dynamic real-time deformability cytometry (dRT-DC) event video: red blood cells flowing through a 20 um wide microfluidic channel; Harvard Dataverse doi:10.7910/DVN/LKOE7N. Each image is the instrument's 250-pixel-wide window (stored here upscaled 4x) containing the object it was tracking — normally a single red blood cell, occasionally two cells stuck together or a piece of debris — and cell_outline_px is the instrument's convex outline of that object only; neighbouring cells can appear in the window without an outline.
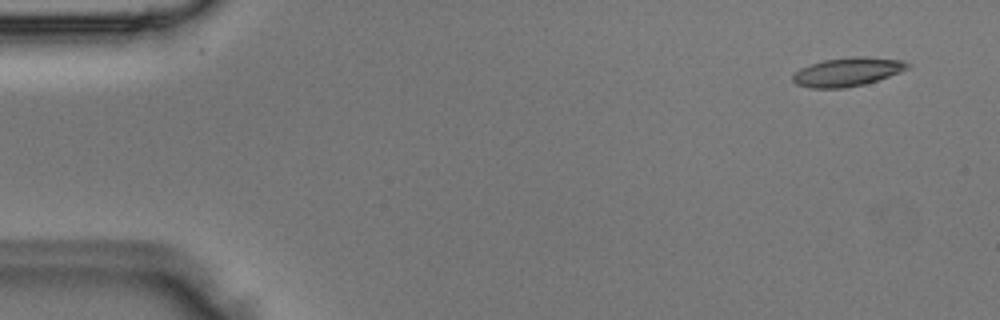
{"species": "Egyptian fruit bat (a non-hibernating species)", "species_latin": "Rousettus aegyptiacus", "temperature_condition": "room temperature", "stored_images_in_passage": 4, "camera_frame_rate_fps": 3000, "um_per_image_px": 0.085, "animal": {"sex": "male"}, "frame": {"image": 1, "passage_image": 1, "time_ms": 0.0, "image_size_px": [1000, 320], "cell_outline_px": [[912, 64], [908, 68], [900, 72], [864, 84], [844, 88], [808, 88], [796, 84], [792, 80], [792, 76], [800, 68], [824, 60], [852, 56], [864, 56], [904, 60]], "centroid_in_image_um": [72.04, 6.1], "position_along_channel_um": 13.0, "area_um2": 19.19}}